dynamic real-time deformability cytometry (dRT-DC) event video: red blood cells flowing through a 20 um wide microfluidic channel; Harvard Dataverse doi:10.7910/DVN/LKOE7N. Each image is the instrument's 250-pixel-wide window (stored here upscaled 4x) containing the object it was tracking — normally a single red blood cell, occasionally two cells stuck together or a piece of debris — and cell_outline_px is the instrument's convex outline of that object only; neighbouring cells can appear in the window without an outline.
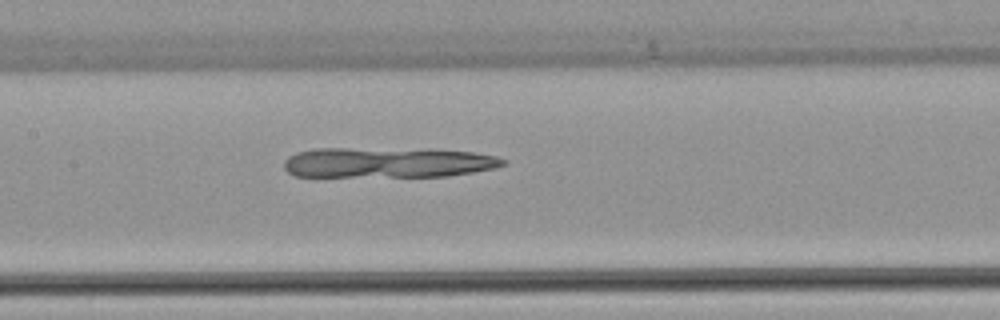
{"species": "common noctule bat (a hibernating species)", "species_latin": "Nyctalus noctula", "temperature_condition": "warm", "stored_images_in_passage": 44, "camera_frame_rate_fps": 3000, "um_per_image_px": 0.085, "animal": {"sex": "female", "body_mass_g": 22.7, "forearm_length_mm": 54.2}, "frame": {"image": 1, "passage_image": 21, "time_ms": 6.667, "image_size_px": [1000, 320], "cell_outline_px": [[508, 164], [496, 168], [448, 176], [296, 176], [288, 172], [284, 168], [284, 160], [288, 156], [296, 152], [312, 148], [348, 148], [472, 152], [496, 156], [508, 160]], "centroid_in_image_um": [32.92, 13.82], "position_along_channel_um": 174.5, "area_um2": 38.21}}